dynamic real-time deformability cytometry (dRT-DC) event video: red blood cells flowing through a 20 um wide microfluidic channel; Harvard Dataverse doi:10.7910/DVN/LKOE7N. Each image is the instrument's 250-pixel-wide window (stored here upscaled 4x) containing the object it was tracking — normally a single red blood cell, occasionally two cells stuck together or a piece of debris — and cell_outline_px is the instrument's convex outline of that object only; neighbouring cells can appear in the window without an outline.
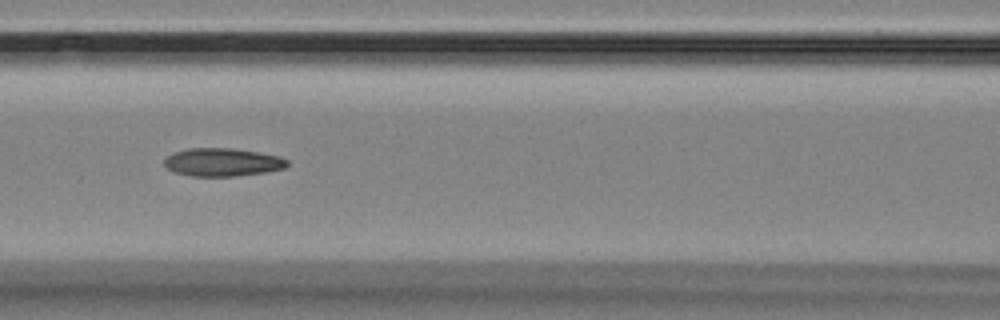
{"species": "Egyptian fruit bat (a non-hibernating species)", "species_latin": "Rousettus aegyptiacus", "temperature_condition": "room temperature", "stored_images_in_passage": 17, "camera_frame_rate_fps": 3000, "um_per_image_px": 0.085, "animal": {"sex": "female"}, "frame": {"image": 1, "passage_image": 8, "time_ms": 8.0, "image_size_px": [1000, 320], "cell_outline_px": [[288, 164], [284, 168], [264, 172], [236, 176], [192, 176], [176, 172], [168, 168], [164, 164], [164, 160], [172, 152], [188, 148], [232, 148], [280, 156], [288, 160]], "centroid_in_image_um": [18.9, 13.78], "position_along_channel_um": 147.7, "area_um2": 20.0}}
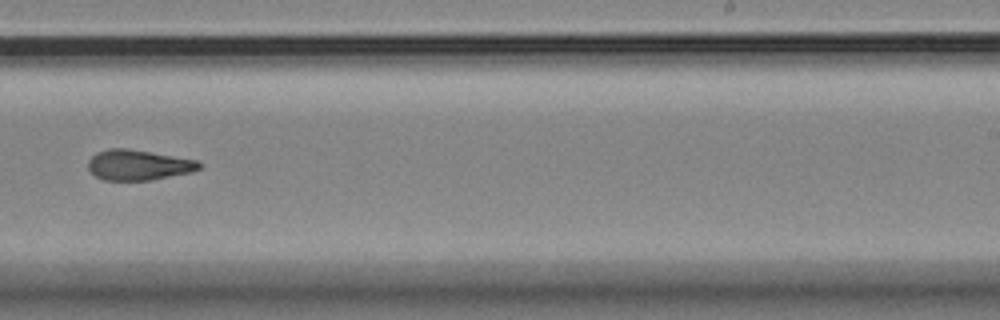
{"frame": {"image": 2, "passage_image": 11, "time_ms": 11.667, "image_size_px": [1000, 320], "cell_outline_px": [[200, 168], [192, 172], [152, 180], [104, 180], [96, 176], [88, 168], [88, 160], [96, 152], [108, 148], [128, 148], [200, 160]], "centroid_in_image_um": [11.77, 14.01], "position_along_channel_um": 277.2, "area_um2": 19.83}}
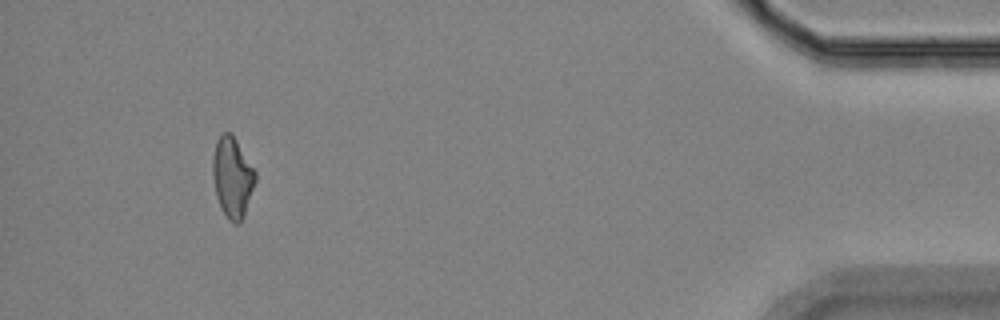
{"frame": {"image": 3, "passage_image": 16, "time_ms": 17.333, "image_size_px": [1000, 320], "cell_outline_px": [[256, 180], [244, 216], [240, 224], [232, 224], [228, 220], [216, 196], [212, 176], [212, 160], [216, 140], [220, 132], [232, 132], [256, 172]], "centroid_in_image_um": [19.74, 15.05], "position_along_channel_um": 415.5, "area_um2": 20.23}, "authors_computed_cell_mechanics": {"area_um2": 19.8254, "velocity_mm_per_s": 3.5545, "shape_relaxation_time_tau1_ms": 4.0163, "shape_relaxation_time_tau2_ms": 2.2406, "deformation_change_tau1": 0.1352, "deformation_change_tau2": 0.1077}}